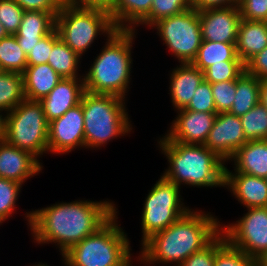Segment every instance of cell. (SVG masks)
Instances as JSON below:
<instances>
[{"label": "cell", "mask_w": 267, "mask_h": 266, "mask_svg": "<svg viewBox=\"0 0 267 266\" xmlns=\"http://www.w3.org/2000/svg\"><path fill=\"white\" fill-rule=\"evenodd\" d=\"M245 72V64L242 61H223L213 64L204 71V78L211 84L237 80Z\"/></svg>", "instance_id": "cell-34"}, {"label": "cell", "mask_w": 267, "mask_h": 266, "mask_svg": "<svg viewBox=\"0 0 267 266\" xmlns=\"http://www.w3.org/2000/svg\"><path fill=\"white\" fill-rule=\"evenodd\" d=\"M135 34V30L117 29L107 37L103 49L83 74L86 92L112 94L126 99L132 76L131 49Z\"/></svg>", "instance_id": "cell-3"}, {"label": "cell", "mask_w": 267, "mask_h": 266, "mask_svg": "<svg viewBox=\"0 0 267 266\" xmlns=\"http://www.w3.org/2000/svg\"><path fill=\"white\" fill-rule=\"evenodd\" d=\"M117 213L61 255L64 266H126L132 250L127 233L117 223Z\"/></svg>", "instance_id": "cell-5"}, {"label": "cell", "mask_w": 267, "mask_h": 266, "mask_svg": "<svg viewBox=\"0 0 267 266\" xmlns=\"http://www.w3.org/2000/svg\"><path fill=\"white\" fill-rule=\"evenodd\" d=\"M137 258V260H138V262L140 263V261H141V263L140 264H142L143 263V266L146 264L147 266H153V265H151V263H149L148 261H146L140 254L138 255V257H136ZM132 257L129 259V261L127 262V264H126V266H133L132 264H133V261H132ZM145 265V266H146Z\"/></svg>", "instance_id": "cell-47"}, {"label": "cell", "mask_w": 267, "mask_h": 266, "mask_svg": "<svg viewBox=\"0 0 267 266\" xmlns=\"http://www.w3.org/2000/svg\"><path fill=\"white\" fill-rule=\"evenodd\" d=\"M223 61H241L236 52V43L202 40L192 64L204 72L211 65L223 63Z\"/></svg>", "instance_id": "cell-26"}, {"label": "cell", "mask_w": 267, "mask_h": 266, "mask_svg": "<svg viewBox=\"0 0 267 266\" xmlns=\"http://www.w3.org/2000/svg\"><path fill=\"white\" fill-rule=\"evenodd\" d=\"M48 64L63 79L81 78L78 73V66L81 63V57L75 53L66 43L59 39L53 46L51 54L48 57ZM80 76V77H79Z\"/></svg>", "instance_id": "cell-27"}, {"label": "cell", "mask_w": 267, "mask_h": 266, "mask_svg": "<svg viewBox=\"0 0 267 266\" xmlns=\"http://www.w3.org/2000/svg\"><path fill=\"white\" fill-rule=\"evenodd\" d=\"M259 266H267V250L257 258Z\"/></svg>", "instance_id": "cell-48"}, {"label": "cell", "mask_w": 267, "mask_h": 266, "mask_svg": "<svg viewBox=\"0 0 267 266\" xmlns=\"http://www.w3.org/2000/svg\"><path fill=\"white\" fill-rule=\"evenodd\" d=\"M27 67V54L16 36L9 34L0 40V70L23 74Z\"/></svg>", "instance_id": "cell-29"}, {"label": "cell", "mask_w": 267, "mask_h": 266, "mask_svg": "<svg viewBox=\"0 0 267 266\" xmlns=\"http://www.w3.org/2000/svg\"><path fill=\"white\" fill-rule=\"evenodd\" d=\"M63 78L48 63L27 66L23 72L25 98L40 101Z\"/></svg>", "instance_id": "cell-23"}, {"label": "cell", "mask_w": 267, "mask_h": 266, "mask_svg": "<svg viewBox=\"0 0 267 266\" xmlns=\"http://www.w3.org/2000/svg\"><path fill=\"white\" fill-rule=\"evenodd\" d=\"M171 72L169 94L171 95L172 105L177 111L189 105L196 89L205 78L204 72L192 63H180Z\"/></svg>", "instance_id": "cell-19"}, {"label": "cell", "mask_w": 267, "mask_h": 266, "mask_svg": "<svg viewBox=\"0 0 267 266\" xmlns=\"http://www.w3.org/2000/svg\"><path fill=\"white\" fill-rule=\"evenodd\" d=\"M85 92L82 78L62 79L40 102L48 122L63 116L69 109L81 102Z\"/></svg>", "instance_id": "cell-18"}, {"label": "cell", "mask_w": 267, "mask_h": 266, "mask_svg": "<svg viewBox=\"0 0 267 266\" xmlns=\"http://www.w3.org/2000/svg\"><path fill=\"white\" fill-rule=\"evenodd\" d=\"M214 266H259L257 259L231 245L220 232L215 237Z\"/></svg>", "instance_id": "cell-30"}, {"label": "cell", "mask_w": 267, "mask_h": 266, "mask_svg": "<svg viewBox=\"0 0 267 266\" xmlns=\"http://www.w3.org/2000/svg\"><path fill=\"white\" fill-rule=\"evenodd\" d=\"M73 6L80 8L100 9L108 13L111 12L116 0H67Z\"/></svg>", "instance_id": "cell-43"}, {"label": "cell", "mask_w": 267, "mask_h": 266, "mask_svg": "<svg viewBox=\"0 0 267 266\" xmlns=\"http://www.w3.org/2000/svg\"><path fill=\"white\" fill-rule=\"evenodd\" d=\"M238 6L241 19L267 21V0H240Z\"/></svg>", "instance_id": "cell-39"}, {"label": "cell", "mask_w": 267, "mask_h": 266, "mask_svg": "<svg viewBox=\"0 0 267 266\" xmlns=\"http://www.w3.org/2000/svg\"><path fill=\"white\" fill-rule=\"evenodd\" d=\"M85 148L84 114L81 102L63 116L49 122V153L66 154L73 149Z\"/></svg>", "instance_id": "cell-12"}, {"label": "cell", "mask_w": 267, "mask_h": 266, "mask_svg": "<svg viewBox=\"0 0 267 266\" xmlns=\"http://www.w3.org/2000/svg\"><path fill=\"white\" fill-rule=\"evenodd\" d=\"M246 142L240 117L229 112H221L217 113L204 145L228 162Z\"/></svg>", "instance_id": "cell-13"}, {"label": "cell", "mask_w": 267, "mask_h": 266, "mask_svg": "<svg viewBox=\"0 0 267 266\" xmlns=\"http://www.w3.org/2000/svg\"><path fill=\"white\" fill-rule=\"evenodd\" d=\"M125 101L124 98L112 94L83 93L81 104L86 149H99L111 139L131 132L133 128Z\"/></svg>", "instance_id": "cell-6"}, {"label": "cell", "mask_w": 267, "mask_h": 266, "mask_svg": "<svg viewBox=\"0 0 267 266\" xmlns=\"http://www.w3.org/2000/svg\"><path fill=\"white\" fill-rule=\"evenodd\" d=\"M152 29L179 63H192L202 43L199 11L193 7L159 20Z\"/></svg>", "instance_id": "cell-10"}, {"label": "cell", "mask_w": 267, "mask_h": 266, "mask_svg": "<svg viewBox=\"0 0 267 266\" xmlns=\"http://www.w3.org/2000/svg\"><path fill=\"white\" fill-rule=\"evenodd\" d=\"M240 119L247 141L267 140V108L261 103L240 116Z\"/></svg>", "instance_id": "cell-31"}, {"label": "cell", "mask_w": 267, "mask_h": 266, "mask_svg": "<svg viewBox=\"0 0 267 266\" xmlns=\"http://www.w3.org/2000/svg\"><path fill=\"white\" fill-rule=\"evenodd\" d=\"M9 34L7 33V31L5 30V28L3 27V25L0 23V40L2 38L7 37Z\"/></svg>", "instance_id": "cell-49"}, {"label": "cell", "mask_w": 267, "mask_h": 266, "mask_svg": "<svg viewBox=\"0 0 267 266\" xmlns=\"http://www.w3.org/2000/svg\"><path fill=\"white\" fill-rule=\"evenodd\" d=\"M116 210L111 201L75 200L26 212L25 217L34 242L55 243L63 255L102 227Z\"/></svg>", "instance_id": "cell-1"}, {"label": "cell", "mask_w": 267, "mask_h": 266, "mask_svg": "<svg viewBox=\"0 0 267 266\" xmlns=\"http://www.w3.org/2000/svg\"><path fill=\"white\" fill-rule=\"evenodd\" d=\"M230 171L225 166L224 188L244 208L267 207V182L265 178Z\"/></svg>", "instance_id": "cell-17"}, {"label": "cell", "mask_w": 267, "mask_h": 266, "mask_svg": "<svg viewBox=\"0 0 267 266\" xmlns=\"http://www.w3.org/2000/svg\"><path fill=\"white\" fill-rule=\"evenodd\" d=\"M24 11L50 12L55 18L67 0H14Z\"/></svg>", "instance_id": "cell-40"}, {"label": "cell", "mask_w": 267, "mask_h": 266, "mask_svg": "<svg viewBox=\"0 0 267 266\" xmlns=\"http://www.w3.org/2000/svg\"><path fill=\"white\" fill-rule=\"evenodd\" d=\"M59 38L81 58L98 35L109 37L117 29L108 12L80 8L66 1L55 18Z\"/></svg>", "instance_id": "cell-7"}, {"label": "cell", "mask_w": 267, "mask_h": 266, "mask_svg": "<svg viewBox=\"0 0 267 266\" xmlns=\"http://www.w3.org/2000/svg\"><path fill=\"white\" fill-rule=\"evenodd\" d=\"M247 211L235 223H221V232L231 245L257 259L267 250V207L247 208Z\"/></svg>", "instance_id": "cell-11"}, {"label": "cell", "mask_w": 267, "mask_h": 266, "mask_svg": "<svg viewBox=\"0 0 267 266\" xmlns=\"http://www.w3.org/2000/svg\"><path fill=\"white\" fill-rule=\"evenodd\" d=\"M215 238L202 250L194 252L179 266H214Z\"/></svg>", "instance_id": "cell-41"}, {"label": "cell", "mask_w": 267, "mask_h": 266, "mask_svg": "<svg viewBox=\"0 0 267 266\" xmlns=\"http://www.w3.org/2000/svg\"><path fill=\"white\" fill-rule=\"evenodd\" d=\"M22 187L19 182L0 177V224L8 220L16 210Z\"/></svg>", "instance_id": "cell-33"}, {"label": "cell", "mask_w": 267, "mask_h": 266, "mask_svg": "<svg viewBox=\"0 0 267 266\" xmlns=\"http://www.w3.org/2000/svg\"><path fill=\"white\" fill-rule=\"evenodd\" d=\"M260 103L267 108V80H261L260 83Z\"/></svg>", "instance_id": "cell-45"}, {"label": "cell", "mask_w": 267, "mask_h": 266, "mask_svg": "<svg viewBox=\"0 0 267 266\" xmlns=\"http://www.w3.org/2000/svg\"><path fill=\"white\" fill-rule=\"evenodd\" d=\"M43 166L31 153L0 140V177L24 184L28 178L40 174Z\"/></svg>", "instance_id": "cell-16"}, {"label": "cell", "mask_w": 267, "mask_h": 266, "mask_svg": "<svg viewBox=\"0 0 267 266\" xmlns=\"http://www.w3.org/2000/svg\"><path fill=\"white\" fill-rule=\"evenodd\" d=\"M24 99L23 74L0 71V108L12 111Z\"/></svg>", "instance_id": "cell-28"}, {"label": "cell", "mask_w": 267, "mask_h": 266, "mask_svg": "<svg viewBox=\"0 0 267 266\" xmlns=\"http://www.w3.org/2000/svg\"><path fill=\"white\" fill-rule=\"evenodd\" d=\"M24 9L14 0H0V23L14 35L22 22Z\"/></svg>", "instance_id": "cell-35"}, {"label": "cell", "mask_w": 267, "mask_h": 266, "mask_svg": "<svg viewBox=\"0 0 267 266\" xmlns=\"http://www.w3.org/2000/svg\"><path fill=\"white\" fill-rule=\"evenodd\" d=\"M260 83V79L245 71L236 80L235 100L229 113L240 117L259 104Z\"/></svg>", "instance_id": "cell-25"}, {"label": "cell", "mask_w": 267, "mask_h": 266, "mask_svg": "<svg viewBox=\"0 0 267 266\" xmlns=\"http://www.w3.org/2000/svg\"><path fill=\"white\" fill-rule=\"evenodd\" d=\"M157 143L169 163L162 174L168 181L179 187H224L225 161L205 145L183 144L164 137Z\"/></svg>", "instance_id": "cell-4"}, {"label": "cell", "mask_w": 267, "mask_h": 266, "mask_svg": "<svg viewBox=\"0 0 267 266\" xmlns=\"http://www.w3.org/2000/svg\"><path fill=\"white\" fill-rule=\"evenodd\" d=\"M230 161L234 162V172L266 178L267 140L247 141Z\"/></svg>", "instance_id": "cell-21"}, {"label": "cell", "mask_w": 267, "mask_h": 266, "mask_svg": "<svg viewBox=\"0 0 267 266\" xmlns=\"http://www.w3.org/2000/svg\"><path fill=\"white\" fill-rule=\"evenodd\" d=\"M202 40L236 43L241 21L238 5L199 11Z\"/></svg>", "instance_id": "cell-15"}, {"label": "cell", "mask_w": 267, "mask_h": 266, "mask_svg": "<svg viewBox=\"0 0 267 266\" xmlns=\"http://www.w3.org/2000/svg\"><path fill=\"white\" fill-rule=\"evenodd\" d=\"M221 232V224L210 212L190 209L163 231L153 234L141 247L140 255L151 264L179 266L202 250ZM176 263V264H175Z\"/></svg>", "instance_id": "cell-2"}, {"label": "cell", "mask_w": 267, "mask_h": 266, "mask_svg": "<svg viewBox=\"0 0 267 266\" xmlns=\"http://www.w3.org/2000/svg\"><path fill=\"white\" fill-rule=\"evenodd\" d=\"M237 0H192V7L195 10H206L210 8H224L238 5Z\"/></svg>", "instance_id": "cell-44"}, {"label": "cell", "mask_w": 267, "mask_h": 266, "mask_svg": "<svg viewBox=\"0 0 267 266\" xmlns=\"http://www.w3.org/2000/svg\"><path fill=\"white\" fill-rule=\"evenodd\" d=\"M180 189L181 187L175 183L160 176L149 190L141 212V245L153 234L163 231L192 209L183 203Z\"/></svg>", "instance_id": "cell-9"}, {"label": "cell", "mask_w": 267, "mask_h": 266, "mask_svg": "<svg viewBox=\"0 0 267 266\" xmlns=\"http://www.w3.org/2000/svg\"><path fill=\"white\" fill-rule=\"evenodd\" d=\"M36 266H49V265H47V263H46V264H43L42 262H41V263L38 262V263L36 264Z\"/></svg>", "instance_id": "cell-50"}, {"label": "cell", "mask_w": 267, "mask_h": 266, "mask_svg": "<svg viewBox=\"0 0 267 266\" xmlns=\"http://www.w3.org/2000/svg\"><path fill=\"white\" fill-rule=\"evenodd\" d=\"M59 35L54 28L49 34L43 36L27 54V66H35L48 63L52 46L59 40Z\"/></svg>", "instance_id": "cell-37"}, {"label": "cell", "mask_w": 267, "mask_h": 266, "mask_svg": "<svg viewBox=\"0 0 267 266\" xmlns=\"http://www.w3.org/2000/svg\"><path fill=\"white\" fill-rule=\"evenodd\" d=\"M153 0H116L109 13L116 29L133 30L151 10Z\"/></svg>", "instance_id": "cell-24"}, {"label": "cell", "mask_w": 267, "mask_h": 266, "mask_svg": "<svg viewBox=\"0 0 267 266\" xmlns=\"http://www.w3.org/2000/svg\"><path fill=\"white\" fill-rule=\"evenodd\" d=\"M267 47V22L241 19L238 28L236 52L246 64Z\"/></svg>", "instance_id": "cell-22"}, {"label": "cell", "mask_w": 267, "mask_h": 266, "mask_svg": "<svg viewBox=\"0 0 267 266\" xmlns=\"http://www.w3.org/2000/svg\"><path fill=\"white\" fill-rule=\"evenodd\" d=\"M216 113L229 112L236 94V80L211 84Z\"/></svg>", "instance_id": "cell-36"}, {"label": "cell", "mask_w": 267, "mask_h": 266, "mask_svg": "<svg viewBox=\"0 0 267 266\" xmlns=\"http://www.w3.org/2000/svg\"><path fill=\"white\" fill-rule=\"evenodd\" d=\"M3 111L6 114H4ZM6 117L7 112L0 108V140H3L6 134Z\"/></svg>", "instance_id": "cell-46"}, {"label": "cell", "mask_w": 267, "mask_h": 266, "mask_svg": "<svg viewBox=\"0 0 267 266\" xmlns=\"http://www.w3.org/2000/svg\"><path fill=\"white\" fill-rule=\"evenodd\" d=\"M48 128L49 122L41 102L25 98L12 111L7 112L4 140L38 159L49 152Z\"/></svg>", "instance_id": "cell-8"}, {"label": "cell", "mask_w": 267, "mask_h": 266, "mask_svg": "<svg viewBox=\"0 0 267 266\" xmlns=\"http://www.w3.org/2000/svg\"><path fill=\"white\" fill-rule=\"evenodd\" d=\"M245 71L260 80H267V47L245 64Z\"/></svg>", "instance_id": "cell-42"}, {"label": "cell", "mask_w": 267, "mask_h": 266, "mask_svg": "<svg viewBox=\"0 0 267 266\" xmlns=\"http://www.w3.org/2000/svg\"><path fill=\"white\" fill-rule=\"evenodd\" d=\"M54 28L55 17L50 12L24 11L20 27L14 35L22 50L28 54L31 48Z\"/></svg>", "instance_id": "cell-20"}, {"label": "cell", "mask_w": 267, "mask_h": 266, "mask_svg": "<svg viewBox=\"0 0 267 266\" xmlns=\"http://www.w3.org/2000/svg\"><path fill=\"white\" fill-rule=\"evenodd\" d=\"M175 120H172L164 138L183 144L204 145L208 139L217 113H205L180 109Z\"/></svg>", "instance_id": "cell-14"}, {"label": "cell", "mask_w": 267, "mask_h": 266, "mask_svg": "<svg viewBox=\"0 0 267 266\" xmlns=\"http://www.w3.org/2000/svg\"><path fill=\"white\" fill-rule=\"evenodd\" d=\"M192 7V0H153L150 13L133 29L139 25L152 27L159 20L179 14Z\"/></svg>", "instance_id": "cell-32"}, {"label": "cell", "mask_w": 267, "mask_h": 266, "mask_svg": "<svg viewBox=\"0 0 267 266\" xmlns=\"http://www.w3.org/2000/svg\"><path fill=\"white\" fill-rule=\"evenodd\" d=\"M185 109L197 112L216 113L211 83L204 79L196 89L191 102Z\"/></svg>", "instance_id": "cell-38"}]
</instances>
